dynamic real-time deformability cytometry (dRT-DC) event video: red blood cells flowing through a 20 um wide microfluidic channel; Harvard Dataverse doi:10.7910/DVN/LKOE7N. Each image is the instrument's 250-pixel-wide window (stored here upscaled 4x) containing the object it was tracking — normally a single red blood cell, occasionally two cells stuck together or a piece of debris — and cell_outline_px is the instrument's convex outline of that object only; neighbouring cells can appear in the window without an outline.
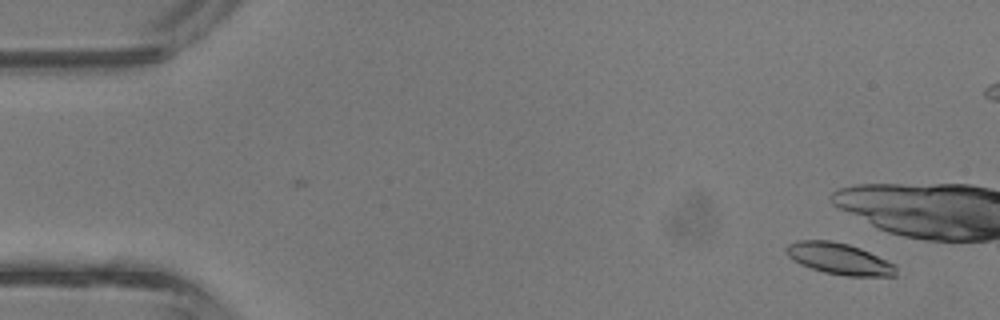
{"species": "common noctule bat (a hibernating species)", "species_latin": "Nyctalus noctula", "temperature_condition": "room temperature", "stored_images_in_passage": 2, "camera_frame_rate_fps": 3000, "um_per_image_px": 0.085, "animal": {"sex": "male", "body_mass_g": 13.3}, "frame": {"image": 1, "passage_image": 2, "time_ms": 0.333, "image_size_px": [1000, 320], "cell_outline_px": [[896, 276], [844, 276], [824, 272], [800, 264], [792, 260], [784, 252], [784, 248], [788, 244], [796, 240], [832, 240], [848, 244], [860, 248], [896, 264]], "centroid_in_image_um": [71.3, 21.99], "position_along_channel_um": 13.7, "area_um2": 20.29}}